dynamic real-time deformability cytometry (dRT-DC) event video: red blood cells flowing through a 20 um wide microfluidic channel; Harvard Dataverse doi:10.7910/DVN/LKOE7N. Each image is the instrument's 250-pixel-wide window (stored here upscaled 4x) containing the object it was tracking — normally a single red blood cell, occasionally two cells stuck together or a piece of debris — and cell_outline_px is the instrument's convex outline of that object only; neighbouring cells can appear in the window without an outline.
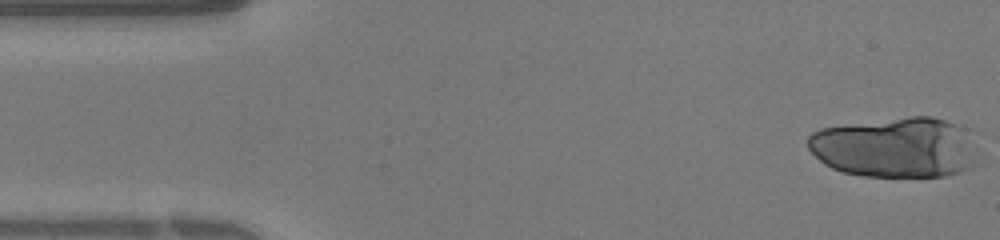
{"species": "human", "species_latin": "Homo sapiens", "temperature_condition": "warm", "stored_images_in_passage": 1, "camera_frame_rate_fps": 3000, "um_per_image_px": 0.085, "donor": {"sex": "female"}, "frame": {"image": 1, "passage_image": 1, "time_ms": 0.0, "image_size_px": [1000, 240], "cell_outline_px": [[980, 164], [960, 172], [944, 176], [864, 176], [844, 172], [832, 168], [824, 164], [808, 148], [808, 136], [812, 132], [820, 128], [912, 116], [932, 116], [968, 128], [976, 148]], "centroid_in_image_um": [76.2, 12.54], "position_along_channel_um": 8.8, "area_um2": 60.17}}